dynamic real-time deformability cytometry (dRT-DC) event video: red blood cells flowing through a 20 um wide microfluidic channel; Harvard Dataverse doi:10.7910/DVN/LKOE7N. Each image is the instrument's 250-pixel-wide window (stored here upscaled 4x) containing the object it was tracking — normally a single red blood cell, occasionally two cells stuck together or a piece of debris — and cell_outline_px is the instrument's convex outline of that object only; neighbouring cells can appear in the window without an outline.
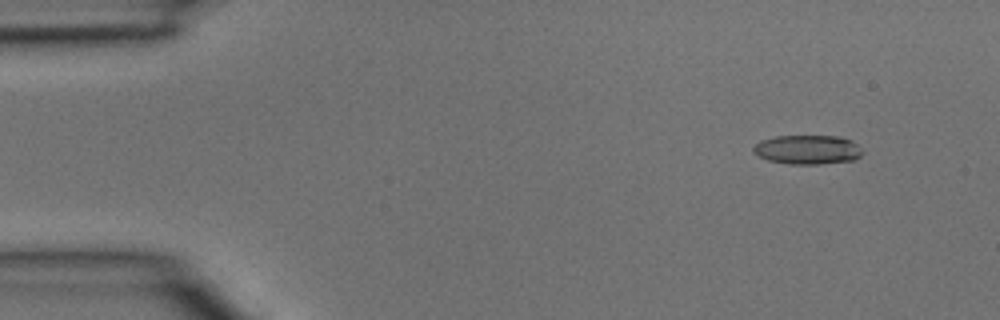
{"species": "common noctule bat (a hibernating species)", "species_latin": "Nyctalus noctula", "temperature_condition": "room temperature", "stored_images_in_passage": 4, "camera_frame_rate_fps": 3000, "um_per_image_px": 0.085, "animal": {"sex": "male", "body_mass_g": 15.6}, "frame": {"image": 1, "passage_image": 1, "time_ms": 0.0, "image_size_px": [1000, 320], "cell_outline_px": [[864, 152], [856, 160], [820, 164], [788, 164], [768, 160], [752, 152], [752, 148], [760, 140], [776, 136], [840, 136], [852, 140]], "centroid_in_image_um": [68.66, 12.72], "position_along_channel_um": 16.3, "area_um2": 18.73}}
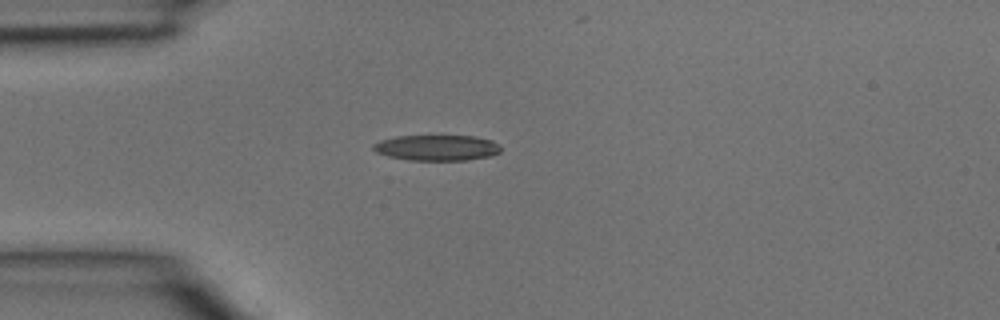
{"frame": {"image": 2, "passage_image": 3, "time_ms": 0.667, "image_size_px": [1000, 320], "cell_outline_px": [[500, 152], [488, 156], [464, 160], [408, 160], [388, 156], [376, 152], [372, 148], [372, 144], [380, 140], [396, 136], [476, 136], [492, 140], [500, 144]], "centroid_in_image_um": [37.12, 12.55], "position_along_channel_um": 47.9, "area_um2": 19.07}}